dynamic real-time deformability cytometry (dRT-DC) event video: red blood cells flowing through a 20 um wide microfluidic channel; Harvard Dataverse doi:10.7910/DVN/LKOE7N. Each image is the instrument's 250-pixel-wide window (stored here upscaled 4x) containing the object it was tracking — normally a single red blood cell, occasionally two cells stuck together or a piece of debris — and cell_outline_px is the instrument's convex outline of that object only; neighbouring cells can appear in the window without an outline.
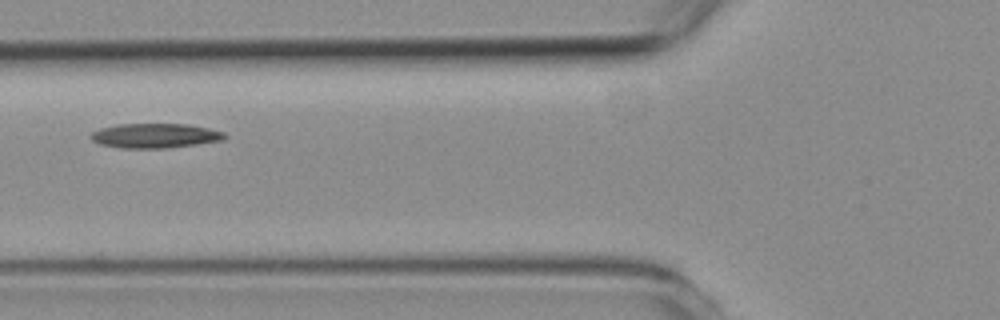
{"species": "common noctule bat (a hibernating species)", "species_latin": "Nyctalus noctula", "temperature_condition": "room temperature", "stored_images_in_passage": 4, "camera_frame_rate_fps": 3000, "um_per_image_px": 0.085, "animal": {"sex": "female", "body_mass_g": 19.3, "forearm_length_mm": 54.1}, "frame": {"image": 1, "passage_image": 3, "time_ms": 3.333, "image_size_px": [1000, 320], "cell_outline_px": [[228, 136], [224, 140], [168, 148], [120, 148], [100, 144], [92, 140], [88, 136], [92, 132], [100, 128], [116, 124], [188, 124], [208, 128], [224, 132]], "centroid_in_image_um": [13.17, 11.53], "position_along_channel_um": 112.6, "area_um2": 19.31}}
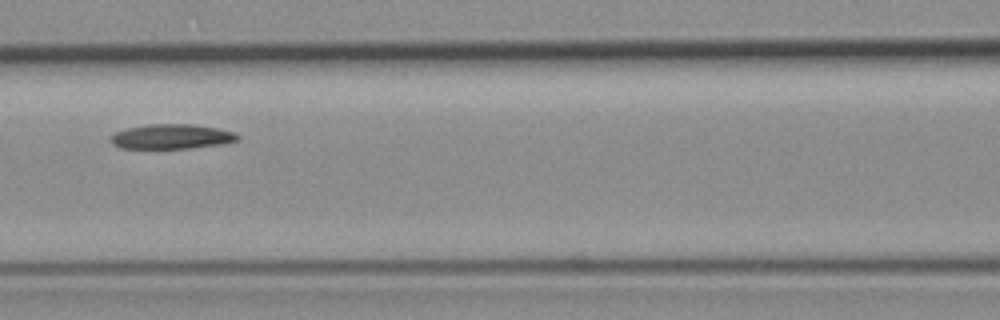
{"frame": {"image": 2, "passage_image": 4, "time_ms": 4.333, "image_size_px": [1000, 320], "cell_outline_px": [[240, 140], [220, 144], [188, 148], [120, 148], [112, 144], [112, 136], [116, 132], [128, 128], [148, 124], [192, 124], [216, 128], [236, 132], [240, 136]], "centroid_in_image_um": [14.63, 11.6], "position_along_channel_um": 152.0, "area_um2": 18.15}}